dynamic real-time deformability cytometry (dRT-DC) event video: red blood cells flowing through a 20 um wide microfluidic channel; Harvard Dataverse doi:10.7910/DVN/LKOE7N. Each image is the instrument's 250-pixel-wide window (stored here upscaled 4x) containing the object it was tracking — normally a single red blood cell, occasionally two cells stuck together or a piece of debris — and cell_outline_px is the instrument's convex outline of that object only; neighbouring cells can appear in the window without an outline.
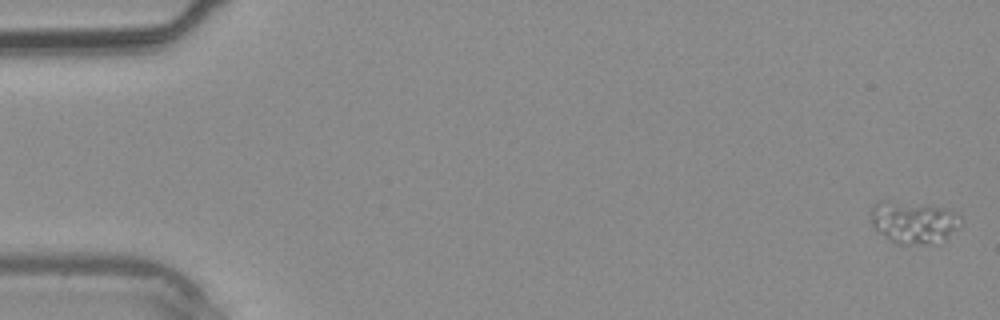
{"species": "common noctule bat (a hibernating species)", "species_latin": "Nyctalus noctula", "temperature_condition": "warm", "stored_images_in_passage": 12, "segment_of_instrument_passage": [1, 2], "camera_frame_rate_fps": 3000, "um_per_image_px": 0.085, "animal": {"sex": "male", "body_mass_g": 20.4}, "frame": {"image": 1, "passage_image": 1, "time_ms": 0.0, "image_size_px": [1000, 320], "cell_outline_px": [[960, 228], [940, 244], [896, 244], [880, 232], [872, 224], [872, 204], [880, 200], [884, 200], [928, 204], [960, 212]], "centroid_in_image_um": [77.73, 18.88], "position_along_channel_um": 7.3, "area_um2": 22.6}}
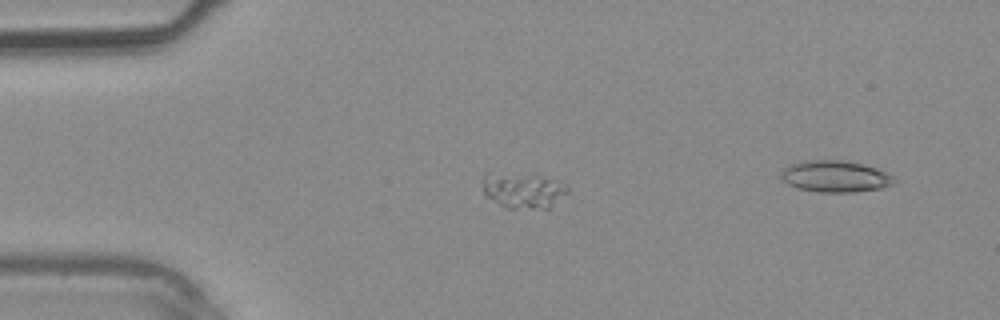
{"frame": {"image": 2, "passage_image": 10, "time_ms": 3.0, "image_size_px": [1000, 320], "cell_outline_px": [[568, 192], [548, 208], [504, 208], [488, 196], [484, 192], [480, 180], [484, 172], [488, 168], [536, 176], [556, 180], [568, 184]], "centroid_in_image_um": [44.35, 16.11], "position_along_channel_um": 40.7, "area_um2": 18.21}}